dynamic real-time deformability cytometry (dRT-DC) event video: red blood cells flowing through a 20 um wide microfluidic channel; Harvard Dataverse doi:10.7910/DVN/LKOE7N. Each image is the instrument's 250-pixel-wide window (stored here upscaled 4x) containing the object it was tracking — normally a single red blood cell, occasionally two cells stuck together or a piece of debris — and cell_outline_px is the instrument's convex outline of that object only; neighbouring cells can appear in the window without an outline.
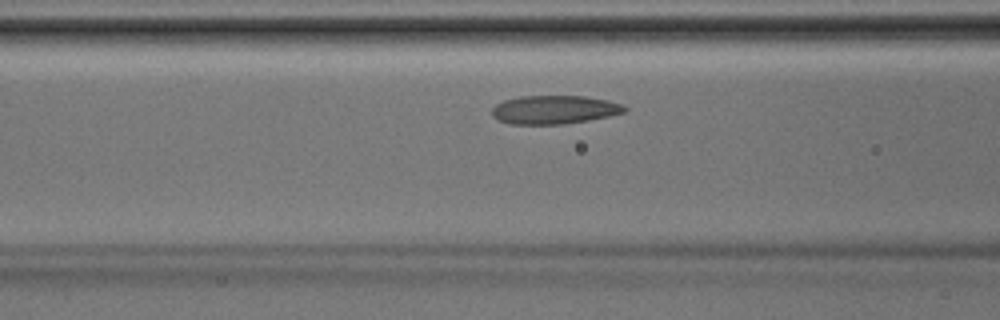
{"species": "Egyptian fruit bat (a non-hibernating species)", "species_latin": "Rousettus aegyptiacus", "temperature_condition": "room temperature", "stored_images_in_passage": 33, "camera_frame_rate_fps": 3000, "um_per_image_px": 0.085, "animal": {"sex": "male"}, "frame": {"image": 1, "passage_image": 8, "time_ms": 2.333, "image_size_px": [1000, 320], "cell_outline_px": [[628, 108], [624, 112], [608, 116], [588, 120], [564, 124], [508, 124], [496, 120], [492, 116], [492, 108], [496, 104], [504, 100], [520, 96], [584, 96], [608, 100], [624, 104]], "centroid_in_image_um": [47.1, 9.32], "position_along_channel_um": 119.5, "area_um2": 22.2}}
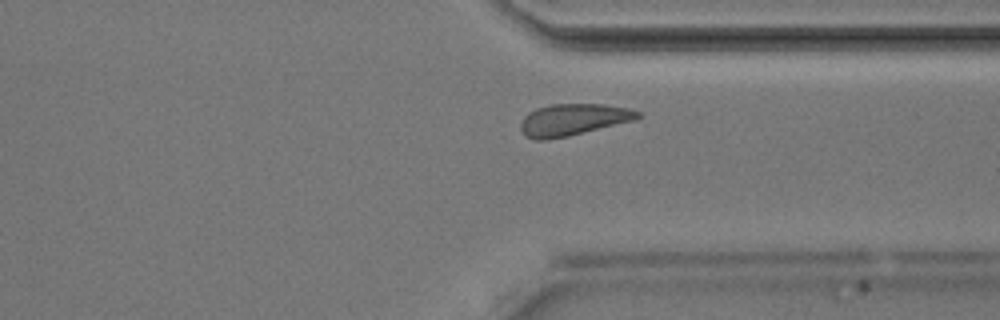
{"frame": {"image": 2, "passage_image": 23, "time_ms": 7.333, "image_size_px": [1000, 320], "cell_outline_px": [[644, 116], [636, 120], [568, 136], [544, 140], [536, 140], [524, 136], [520, 128], [520, 124], [524, 116], [528, 112], [536, 108], [552, 104], [604, 104], [628, 108], [640, 112]], "centroid_in_image_um": [48.72, 10.17], "position_along_channel_um": 362.7, "area_um2": 21.85}}
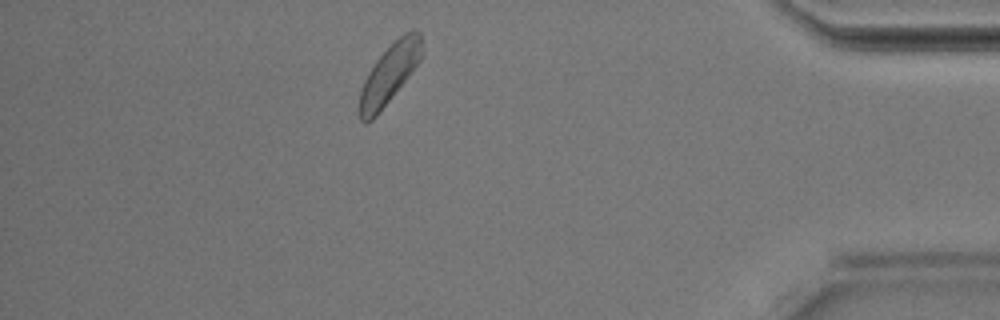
{"frame": {"image": 3, "passage_image": 28, "time_ms": 9.0, "image_size_px": [1000, 320], "cell_outline_px": [[424, 56], [376, 116], [372, 120], [364, 124], [360, 120], [360, 92], [364, 80], [368, 72], [376, 60], [404, 32], [412, 28], [416, 28], [420, 32]], "centroid_in_image_um": [33.13, 6.23], "position_along_channel_um": 402.1, "area_um2": 21.33}}